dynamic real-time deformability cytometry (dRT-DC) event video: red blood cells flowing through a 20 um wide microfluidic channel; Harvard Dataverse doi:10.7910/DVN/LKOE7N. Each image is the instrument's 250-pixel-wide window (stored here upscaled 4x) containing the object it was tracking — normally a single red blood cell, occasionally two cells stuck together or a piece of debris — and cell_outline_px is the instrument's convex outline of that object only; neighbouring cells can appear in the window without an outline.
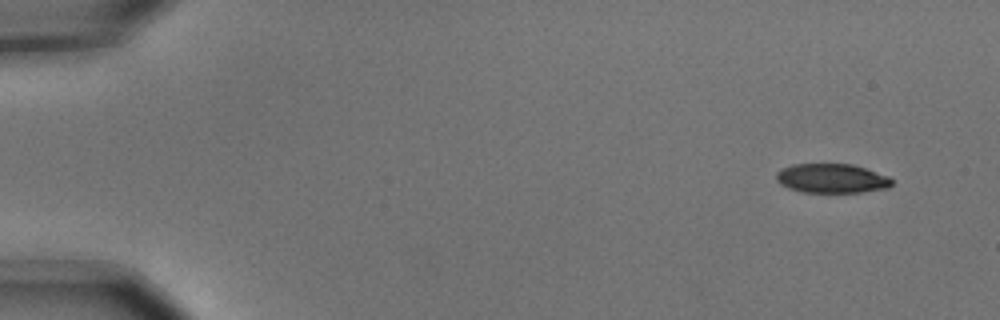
{"species": "common noctule bat (a hibernating species)", "species_latin": "Nyctalus noctula", "temperature_condition": "cold", "stored_images_in_passage": 6, "camera_frame_rate_fps": 3000, "um_per_image_px": 0.085, "animal": {"sex": "male", "body_mass_g": 15.6}, "frame": {"image": 1, "passage_image": 1, "time_ms": 0.0, "image_size_px": [1000, 320], "cell_outline_px": [[892, 184], [888, 188], [860, 192], [804, 192], [788, 188], [780, 184], [776, 180], [776, 172], [780, 168], [792, 164], [852, 164], [888, 176], [892, 180]], "centroid_in_image_um": [70.65, 15.16], "position_along_channel_um": 14.3, "area_um2": 19.71}}
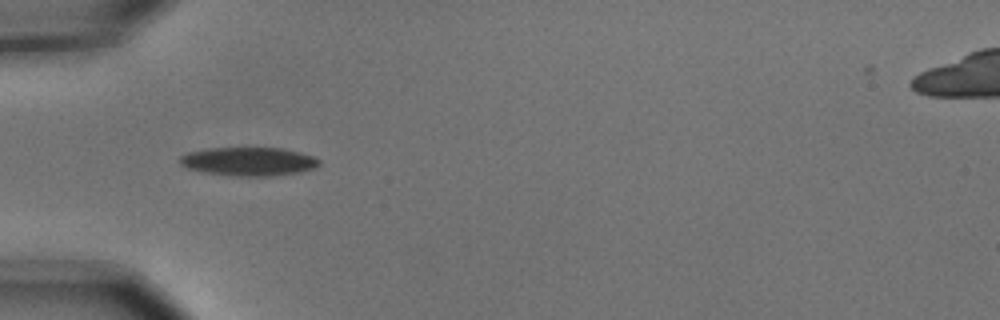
{"frame": {"image": 2, "passage_image": 5, "time_ms": 1.333, "image_size_px": [1000, 320], "cell_outline_px": [[320, 164], [316, 168], [300, 172], [272, 176], [224, 176], [204, 172], [188, 168], [180, 164], [180, 156], [188, 152], [208, 148], [280, 148], [300, 152], [312, 156], [320, 160]], "centroid_in_image_um": [21.14, 13.73], "position_along_channel_um": 63.9, "area_um2": 23.35}}
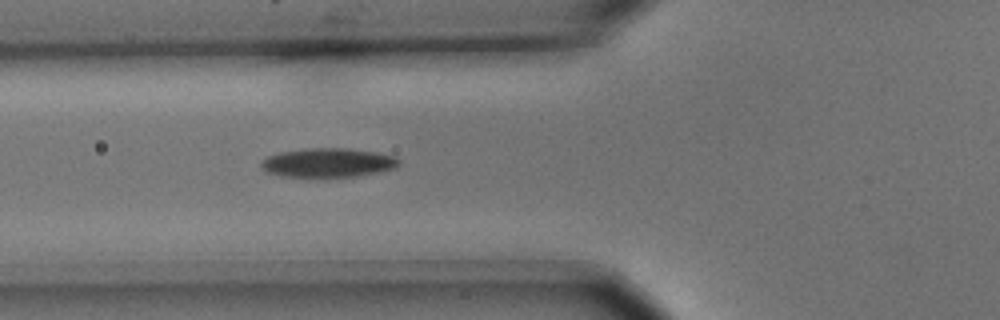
{"frame": {"image": 3, "passage_image": 6, "time_ms": 1.667, "image_size_px": [1000, 320], "cell_outline_px": [[400, 164], [396, 168], [380, 172], [356, 176], [324, 180], [308, 180], [280, 176], [268, 172], [260, 164], [268, 156], [280, 152], [308, 148], [348, 148], [376, 152], [396, 156], [400, 160]], "centroid_in_image_um": [27.9, 13.88], "position_along_channel_um": 97.9, "area_um2": 24.51}}